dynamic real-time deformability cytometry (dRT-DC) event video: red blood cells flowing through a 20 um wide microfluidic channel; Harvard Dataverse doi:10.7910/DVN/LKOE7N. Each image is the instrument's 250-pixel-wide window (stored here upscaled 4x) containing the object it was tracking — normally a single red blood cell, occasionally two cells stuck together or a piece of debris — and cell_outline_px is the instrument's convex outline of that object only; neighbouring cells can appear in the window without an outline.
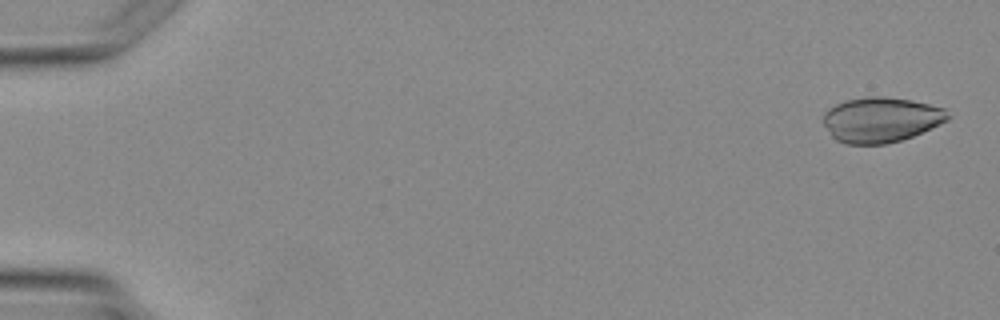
{"species": "Egyptian fruit bat (a non-hibernating species)", "species_latin": "Rousettus aegyptiacus", "temperature_condition": "warm", "stored_images_in_passage": 2, "camera_frame_rate_fps": 3000, "um_per_image_px": 0.085, "animal": {"sex": "female"}, "frame": {"image": 1, "passage_image": 1, "time_ms": 0.0, "image_size_px": [1000, 320], "cell_outline_px": [[948, 120], [940, 124], [912, 136], [900, 140], [884, 144], [844, 144], [836, 140], [832, 136], [820, 120], [824, 112], [828, 108], [844, 100], [868, 96], [884, 96], [912, 100], [944, 108], [948, 116]], "centroid_in_image_um": [74.81, 10.17], "position_along_channel_um": 10.2, "area_um2": 32.89}}